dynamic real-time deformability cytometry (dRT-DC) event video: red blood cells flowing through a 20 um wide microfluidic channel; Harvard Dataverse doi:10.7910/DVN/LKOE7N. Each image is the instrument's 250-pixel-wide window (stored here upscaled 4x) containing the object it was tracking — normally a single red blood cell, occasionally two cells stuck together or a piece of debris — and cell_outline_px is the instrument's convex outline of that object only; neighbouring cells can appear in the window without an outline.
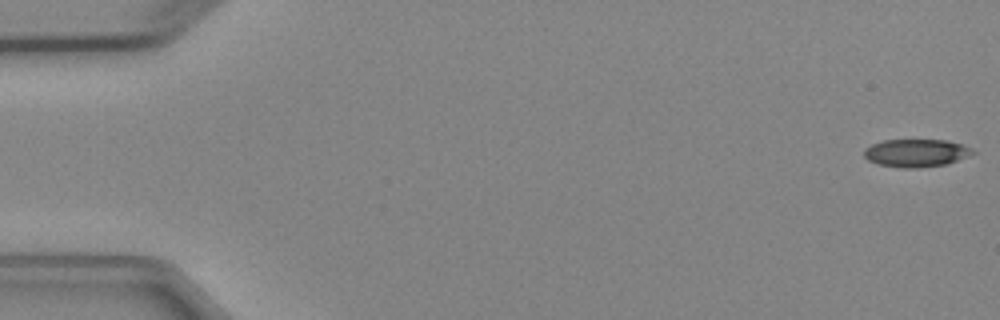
{"species": "Egyptian fruit bat (a non-hibernating species)", "species_latin": "Rousettus aegyptiacus", "temperature_condition": "cold", "stored_images_in_passage": 3, "camera_frame_rate_fps": 3000, "um_per_image_px": 0.085, "animal": {"sex": "female"}, "frame": {"image": 1, "passage_image": 1, "time_ms": 0.0, "image_size_px": [1000, 320], "cell_outline_px": [[976, 152], [956, 160], [944, 164], [916, 168], [900, 168], [880, 164], [868, 160], [864, 156], [864, 148], [872, 144], [884, 140], [948, 140], [972, 148]], "centroid_in_image_um": [77.84, 12.99], "position_along_channel_um": 7.2, "area_um2": 17.4}}